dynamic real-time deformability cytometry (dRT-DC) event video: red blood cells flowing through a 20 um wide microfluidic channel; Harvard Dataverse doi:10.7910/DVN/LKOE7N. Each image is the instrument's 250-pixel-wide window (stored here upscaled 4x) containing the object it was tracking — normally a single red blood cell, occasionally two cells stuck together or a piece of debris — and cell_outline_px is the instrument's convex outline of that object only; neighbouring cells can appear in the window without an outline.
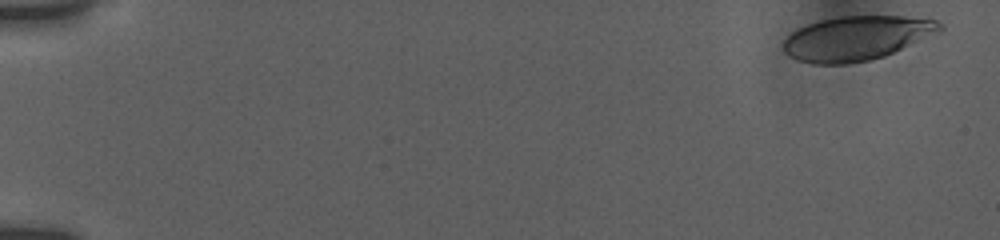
{"species": "human", "species_latin": "Homo sapiens", "temperature_condition": "room temperature", "stored_images_in_passage": 13, "camera_frame_rate_fps": 3000, "um_per_image_px": 0.085, "donor": {"sex": "female"}, "frame": {"image": 1, "passage_image": 1, "time_ms": 0.0, "image_size_px": [1000, 240], "cell_outline_px": [[944, 28], [940, 32], [884, 56], [868, 60], [848, 64], [812, 64], [796, 60], [784, 52], [784, 40], [792, 32], [808, 24], [820, 20], [840, 16], [904, 16], [936, 20], [944, 24]], "centroid_in_image_um": [72.83, 3.24], "position_along_channel_um": 12.2, "area_um2": 40.34}}
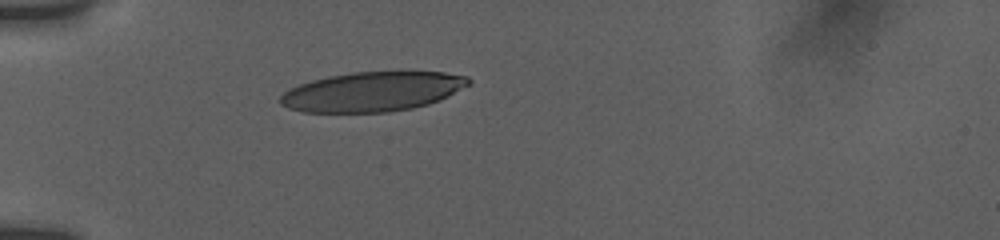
{"frame": {"image": 2, "passage_image": 10, "time_ms": 5.0, "image_size_px": [1000, 240], "cell_outline_px": [[472, 84], [440, 100], [428, 104], [412, 108], [388, 112], [304, 112], [288, 108], [280, 104], [280, 96], [288, 88], [312, 80], [328, 76], [352, 72], [396, 68], [404, 68], [444, 72], [468, 76], [472, 80]], "centroid_in_image_um": [31.75, 7.73], "position_along_channel_um": 53.3, "area_um2": 45.03}}
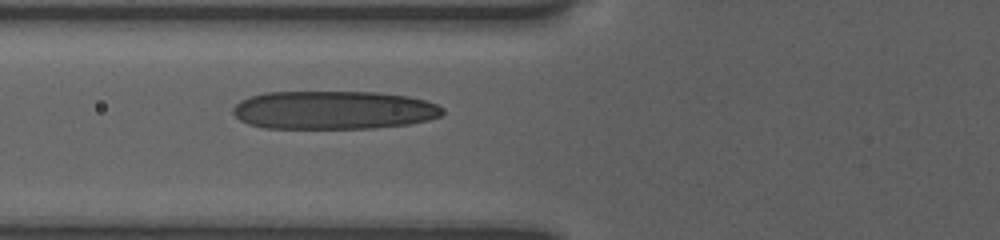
{"frame": {"image": 3, "passage_image": 13, "time_ms": 6.667, "image_size_px": [1000, 240], "cell_outline_px": [[444, 112], [440, 116], [428, 120], [408, 124], [372, 128], [264, 128], [248, 124], [240, 120], [232, 112], [232, 108], [240, 100], [264, 92], [376, 92], [408, 96], [424, 100], [436, 104], [444, 108]], "centroid_in_image_um": [28.34, 9.35], "position_along_channel_um": 97.5, "area_um2": 46.99}}